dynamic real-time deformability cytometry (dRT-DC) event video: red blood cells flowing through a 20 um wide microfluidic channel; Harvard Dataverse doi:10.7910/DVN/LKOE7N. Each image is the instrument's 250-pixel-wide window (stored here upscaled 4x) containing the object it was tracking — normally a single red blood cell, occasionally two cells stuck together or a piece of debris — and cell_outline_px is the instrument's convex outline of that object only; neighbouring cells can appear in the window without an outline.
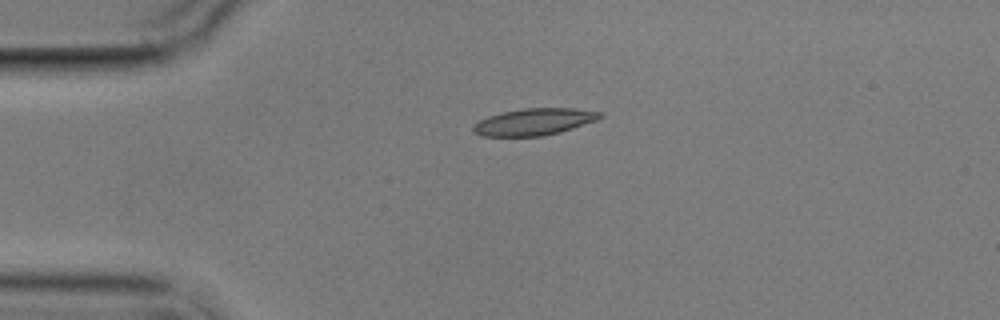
{"species": "common noctule bat (a hibernating species)", "species_latin": "Nyctalus noctula", "temperature_condition": "cold", "stored_images_in_passage": 2, "camera_frame_rate_fps": 3000, "um_per_image_px": 0.085, "animal": {"sex": "male", "body_mass_g": 17.9}, "frame": {"image": 1, "passage_image": 1, "time_ms": 0.0, "image_size_px": [1000, 320], "cell_outline_px": [[604, 116], [596, 120], [560, 132], [544, 136], [480, 136], [472, 132], [472, 128], [480, 120], [488, 116], [504, 112], [524, 108], [576, 108], [600, 112]], "centroid_in_image_um": [45.39, 10.36], "position_along_channel_um": 39.6, "area_um2": 19.71}}